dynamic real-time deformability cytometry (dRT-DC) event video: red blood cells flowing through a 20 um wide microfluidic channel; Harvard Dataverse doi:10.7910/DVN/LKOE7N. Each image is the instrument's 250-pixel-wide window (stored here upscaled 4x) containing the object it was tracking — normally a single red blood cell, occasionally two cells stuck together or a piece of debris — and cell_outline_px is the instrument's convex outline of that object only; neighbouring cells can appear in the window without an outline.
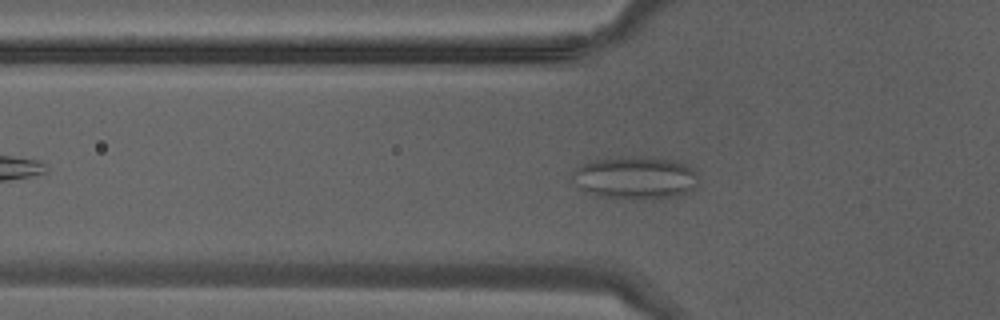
{"species": "Egyptian fruit bat (a non-hibernating species)", "species_latin": "Rousettus aegyptiacus", "temperature_condition": "warm", "stored_images_in_passage": 39, "camera_frame_rate_fps": 3000, "um_per_image_px": 0.085, "animal": {"sex": "male"}, "frame": {"image": 1, "passage_image": 12, "time_ms": 3.667, "image_size_px": [1000, 320], "cell_outline_px": [[696, 188], [688, 192], [672, 196], [644, 200], [600, 196], [580, 188], [572, 180], [572, 172], [576, 168], [584, 164], [596, 160], [620, 156], [644, 156], [672, 160], [684, 164], [692, 168], [696, 172]], "centroid_in_image_um": [54.0, 15.1], "position_along_channel_um": 71.8, "area_um2": 31.27}}